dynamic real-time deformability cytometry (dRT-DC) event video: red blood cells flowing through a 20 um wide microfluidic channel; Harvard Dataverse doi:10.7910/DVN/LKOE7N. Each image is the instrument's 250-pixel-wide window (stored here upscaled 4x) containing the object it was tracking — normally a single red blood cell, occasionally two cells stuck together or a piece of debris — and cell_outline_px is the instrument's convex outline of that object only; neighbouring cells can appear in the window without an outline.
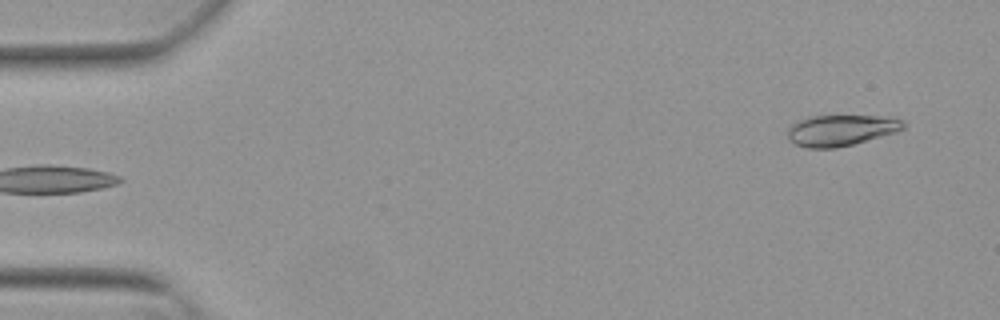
{"species": "Egyptian fruit bat (a non-hibernating species)", "species_latin": "Rousettus aegyptiacus", "temperature_condition": "warm", "stored_images_in_passage": 51, "camera_frame_rate_fps": 3000, "um_per_image_px": 0.085, "animal": {"sex": "female"}, "frame": {"image": 1, "passage_image": 1, "time_ms": 0.0, "image_size_px": [1000, 320], "cell_outline_px": [[904, 128], [896, 132], [852, 144], [836, 148], [808, 148], [796, 144], [788, 140], [788, 128], [792, 124], [808, 116], [896, 116], [904, 120]], "centroid_in_image_um": [71.5, 11.06], "position_along_channel_um": 13.5, "area_um2": 20.98}}
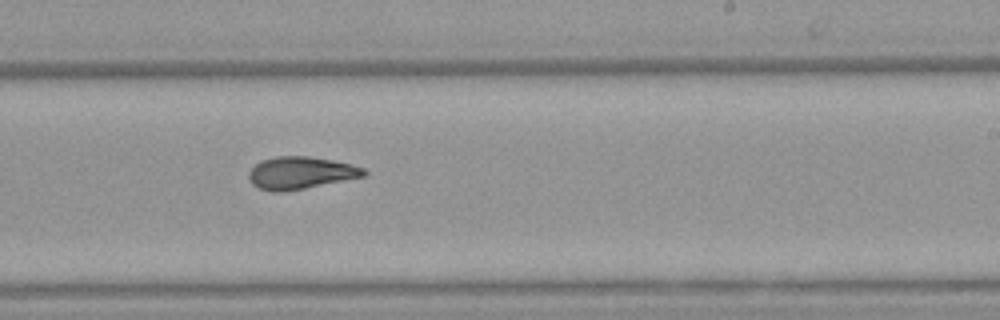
{"frame": {"image": 2, "passage_image": 30, "time_ms": 9.667, "image_size_px": [1000, 320], "cell_outline_px": [[368, 172], [364, 176], [284, 192], [272, 192], [260, 188], [252, 184], [248, 180], [248, 172], [260, 160], [276, 156], [308, 156], [332, 160], [352, 164], [364, 168]], "centroid_in_image_um": [25.52, 14.69], "position_along_channel_um": 263.5, "area_um2": 21.68}}
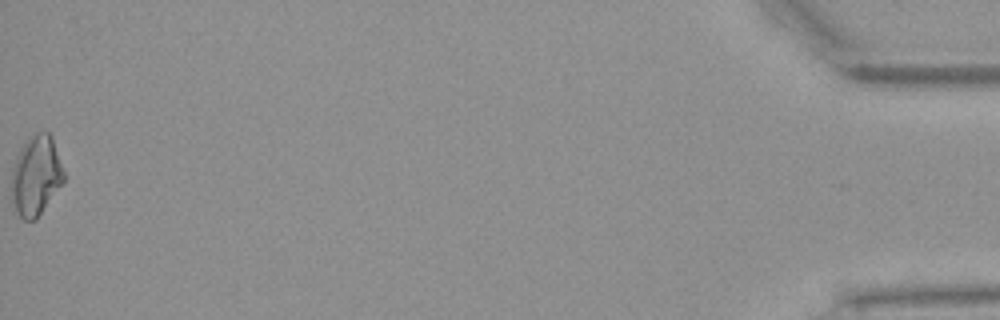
{"frame": {"image": 3, "passage_image": 51, "time_ms": 16.667, "image_size_px": [1000, 320], "cell_outline_px": [[64, 180], [36, 220], [24, 220], [12, 212], [12, 168], [16, 156], [24, 140], [28, 136], [36, 132], [48, 132], [52, 136], [64, 172]], "centroid_in_image_um": [3.02, 14.93], "position_along_channel_um": 432.2, "area_um2": 24.62}, "authors_computed_cell_mechanics": {"area_um2": 21.5016, "velocity_mm_per_s": 3.8442, "shape_relaxation_time_tau1_ms": 7.1944, "shape_relaxation_time_tau2_ms": 2.9855, "deformation_change_tau1": 0.1734, "deformation_change_tau2": 0.0902}}